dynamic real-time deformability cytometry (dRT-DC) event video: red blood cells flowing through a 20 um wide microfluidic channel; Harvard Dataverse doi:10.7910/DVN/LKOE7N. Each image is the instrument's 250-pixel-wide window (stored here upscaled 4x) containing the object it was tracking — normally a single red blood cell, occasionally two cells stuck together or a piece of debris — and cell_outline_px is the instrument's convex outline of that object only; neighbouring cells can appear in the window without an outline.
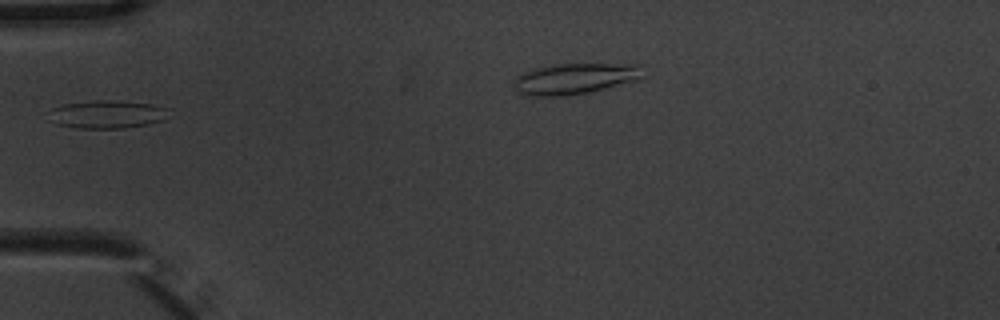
{"species": "common noctule bat (a hibernating species)", "species_latin": "Nyctalus noctula", "temperature_condition": "warm", "stored_images_in_passage": 2, "camera_frame_rate_fps": 3000, "um_per_image_px": 0.085, "animal": {"sex": "male", "body_mass_g": 20.1, "forearm_length_mm": 53.5}, "frame": {"image": 1, "passage_image": 1, "time_ms": 0.0, "image_size_px": [1000, 320], "cell_outline_px": [[168, 108], [164, 120], [148, 124], [124, 128], [76, 128], [56, 124], [48, 120], [52, 108], [64, 104], [96, 100], [112, 100], [152, 104]], "centroid_in_image_um": [9.07, 9.72], "position_along_channel_um": 75.9, "area_um2": 19.54}}